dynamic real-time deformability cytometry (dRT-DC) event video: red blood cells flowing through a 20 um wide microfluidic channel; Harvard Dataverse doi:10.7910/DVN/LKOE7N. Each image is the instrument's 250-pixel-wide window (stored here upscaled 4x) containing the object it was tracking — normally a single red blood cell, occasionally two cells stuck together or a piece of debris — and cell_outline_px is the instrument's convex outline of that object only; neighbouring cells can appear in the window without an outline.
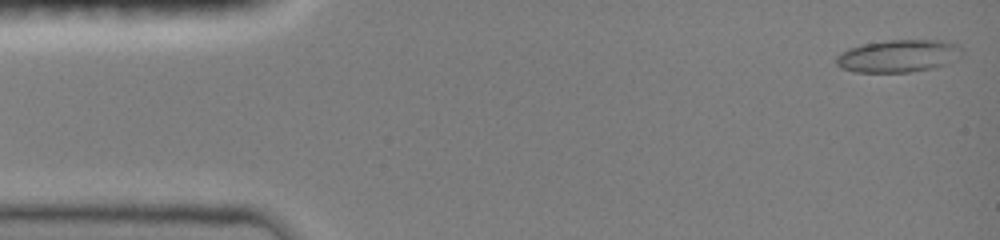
{"species": "common noctule bat (a hibernating species)", "species_latin": "Nyctalus noctula", "temperature_condition": "room temperature", "stored_images_in_passage": 46, "camera_frame_rate_fps": 3000, "um_per_image_px": 0.085, "animal": {"sex": "female", "body_mass_g": 19.0, "forearm_length_mm": 51.5}, "frame": {"image": 1, "passage_image": 1, "time_ms": 0.0, "image_size_px": [1000, 240], "cell_outline_px": [[964, 52], [956, 60], [932, 68], [908, 72], [856, 72], [840, 68], [836, 64], [836, 56], [840, 52], [848, 48], [864, 44], [888, 40], [944, 40], [956, 44]], "centroid_in_image_um": [76.35, 4.75], "position_along_channel_um": 8.7, "area_um2": 23.87}}
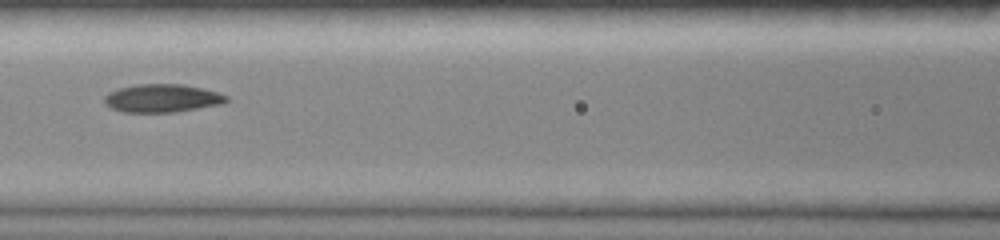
{"frame": {"image": 2, "passage_image": 20, "time_ms": 6.333, "image_size_px": [1000, 240], "cell_outline_px": [[228, 100], [220, 104], [176, 112], [124, 112], [112, 108], [104, 104], [104, 96], [108, 92], [120, 88], [136, 84], [184, 84], [216, 92], [228, 96]], "centroid_in_image_um": [13.74, 8.35], "position_along_channel_um": 152.9, "area_um2": 19.88}}
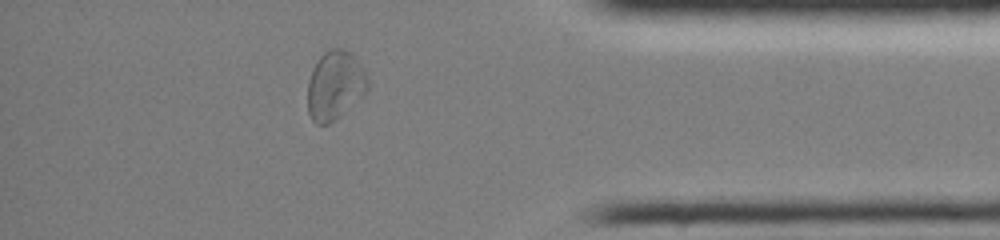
{"frame": {"image": 3, "passage_image": 40, "time_ms": 13.0, "image_size_px": [1000, 240], "cell_outline_px": [[368, 88], [360, 96], [328, 124], [316, 124], [312, 120], [308, 112], [308, 80], [312, 68], [320, 56], [328, 48], [344, 48], [352, 52], [364, 68], [368, 80]], "centroid_in_image_um": [28.45, 7.18], "position_along_channel_um": 406.8, "area_um2": 23.87}, "authors_computed_cell_mechanics": {"area_um2": 20.6057, "velocity_mm_per_s": 4.0496, "shape_relaxation_time_tau1_ms": 9.7169, "shape_relaxation_time_tau2_ms": 3.8432, "deformation_change_tau1": 0.1833, "deformation_change_tau2": 0.0714}}